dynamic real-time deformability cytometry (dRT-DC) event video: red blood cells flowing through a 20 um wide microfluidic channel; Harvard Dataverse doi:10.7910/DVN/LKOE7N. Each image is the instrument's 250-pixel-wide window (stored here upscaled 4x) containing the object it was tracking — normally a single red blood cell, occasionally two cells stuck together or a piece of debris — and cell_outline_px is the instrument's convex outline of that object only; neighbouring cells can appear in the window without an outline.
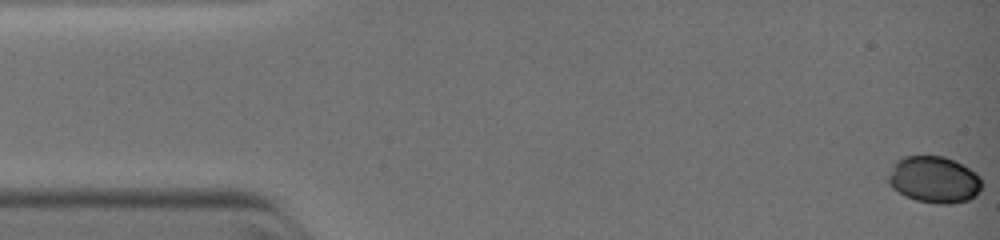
{"species": "common noctule bat (a hibernating species)", "species_latin": "Nyctalus noctula", "temperature_condition": "warm", "stored_images_in_passage": 44, "camera_frame_rate_fps": 3000, "um_per_image_px": 0.085, "animal": {"sex": "female", "body_mass_g": 19.0, "forearm_length_mm": 51.5}, "frame": {"image": 1, "passage_image": 1, "time_ms": 0.0, "image_size_px": [1000, 240], "cell_outline_px": [[984, 184], [980, 192], [976, 196], [968, 200], [952, 204], [936, 204], [916, 200], [904, 196], [892, 188], [888, 184], [888, 176], [896, 160], [904, 156], [944, 156], [968, 168], [980, 176]], "centroid_in_image_um": [79.41, 15.29], "position_along_channel_um": 5.6, "area_um2": 25.66}}
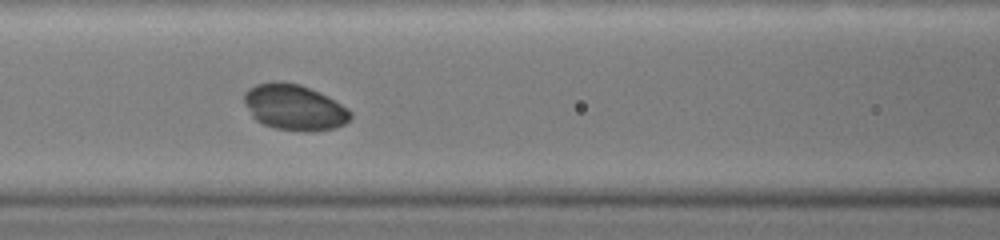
{"frame": {"image": 2, "passage_image": 18, "time_ms": 5.333, "image_size_px": [1000, 240], "cell_outline_px": [[352, 116], [344, 124], [336, 128], [276, 128], [264, 124], [256, 120], [252, 116], [244, 100], [244, 92], [248, 88], [256, 84], [276, 80], [300, 84], [328, 96], [348, 108], [352, 112]], "centroid_in_image_um": [25.0, 9.05], "position_along_channel_um": 141.6, "area_um2": 27.57}}
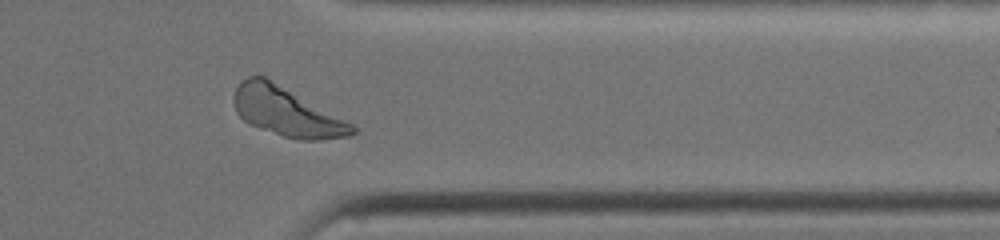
{"frame": {"image": 3, "passage_image": 38, "time_ms": 10.333, "image_size_px": [1000, 240], "cell_outline_px": [[356, 132], [352, 136], [320, 140], [296, 140], [248, 124], [236, 112], [236, 88], [248, 76], [264, 76], [352, 124], [356, 128]], "centroid_in_image_um": [24.39, 9.53], "position_along_channel_um": 387.0, "area_um2": 32.95}}